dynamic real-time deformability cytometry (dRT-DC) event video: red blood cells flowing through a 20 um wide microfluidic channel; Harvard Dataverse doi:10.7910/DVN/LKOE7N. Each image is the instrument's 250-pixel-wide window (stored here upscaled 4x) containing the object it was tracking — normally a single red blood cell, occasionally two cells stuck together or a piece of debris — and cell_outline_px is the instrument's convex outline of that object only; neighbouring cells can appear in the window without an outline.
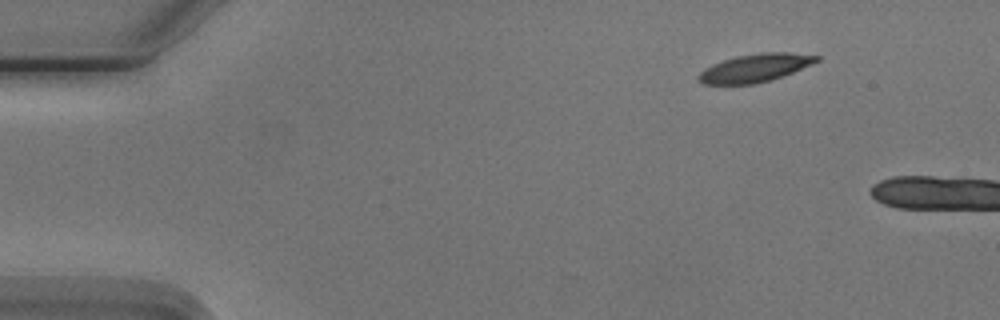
{"species": "Egyptian fruit bat (a non-hibernating species)", "species_latin": "Rousettus aegyptiacus", "temperature_condition": "cold", "stored_images_in_passage": 2, "camera_frame_rate_fps": 3000, "um_per_image_px": 0.085, "animal": {"sex": "male"}, "frame": {"image": 1, "passage_image": 1, "time_ms": 0.0, "image_size_px": [1000, 320], "cell_outline_px": [[820, 60], [812, 64], [772, 80], [756, 84], [700, 84], [696, 80], [696, 76], [704, 68], [712, 64], [736, 56], [760, 52], [788, 52], [820, 56]], "centroid_in_image_um": [64.14, 5.78], "position_along_channel_um": 20.9, "area_um2": 19.48}}